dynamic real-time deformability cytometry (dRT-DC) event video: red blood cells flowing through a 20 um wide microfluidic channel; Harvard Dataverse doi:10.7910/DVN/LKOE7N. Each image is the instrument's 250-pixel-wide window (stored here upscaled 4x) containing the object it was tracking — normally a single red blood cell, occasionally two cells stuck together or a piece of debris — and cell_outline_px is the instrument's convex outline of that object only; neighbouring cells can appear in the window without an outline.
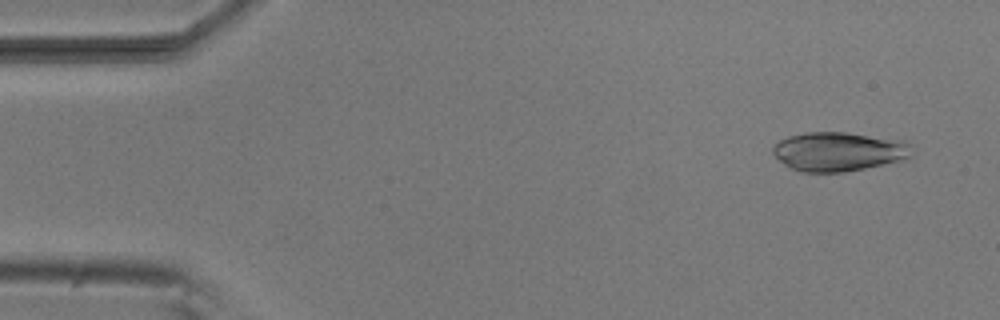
{"species": "common noctule bat (a hibernating species)", "species_latin": "Nyctalus noctula", "temperature_condition": "room temperature", "stored_images_in_passage": 11, "camera_frame_rate_fps": 3000, "um_per_image_px": 0.085, "animal": {"sex": "male", "body_mass_g": 20.5, "forearm_length_mm": 52.5}, "frame": {"image": 1, "passage_image": 3, "time_ms": 0.667, "image_size_px": [1000, 320], "cell_outline_px": [[912, 156], [908, 160], [844, 172], [800, 172], [788, 168], [772, 152], [772, 148], [780, 140], [788, 136], [804, 132], [848, 132], [904, 140], [912, 144]], "centroid_in_image_um": [71.35, 12.88], "position_along_channel_um": 13.7, "area_um2": 32.25}}